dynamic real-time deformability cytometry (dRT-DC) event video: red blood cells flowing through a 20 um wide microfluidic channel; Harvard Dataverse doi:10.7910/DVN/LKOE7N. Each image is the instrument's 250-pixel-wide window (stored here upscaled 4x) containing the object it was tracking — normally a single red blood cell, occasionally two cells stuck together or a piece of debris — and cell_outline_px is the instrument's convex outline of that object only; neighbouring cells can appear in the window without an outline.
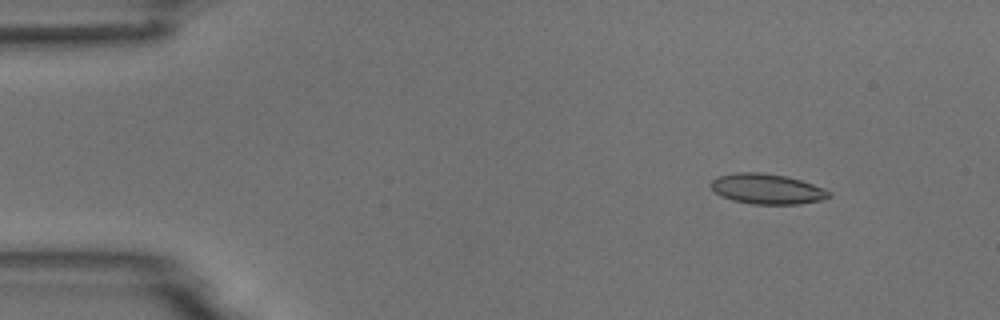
{"species": "common noctule bat (a hibernating species)", "species_latin": "Nyctalus noctula", "temperature_condition": "room temperature", "stored_images_in_passage": 4, "camera_frame_rate_fps": 3000, "um_per_image_px": 0.085, "animal": {"sex": "male", "body_mass_g": 18.8}, "frame": {"image": 1, "passage_image": 2, "time_ms": 1.333, "image_size_px": [1000, 320], "cell_outline_px": [[832, 196], [820, 200], [796, 204], [752, 204], [732, 200], [720, 196], [708, 184], [716, 176], [736, 172], [760, 172], [784, 176], [800, 180], [824, 188], [832, 192]], "centroid_in_image_um": [65.16, 16.05], "position_along_channel_um": 19.8, "area_um2": 20.87}}